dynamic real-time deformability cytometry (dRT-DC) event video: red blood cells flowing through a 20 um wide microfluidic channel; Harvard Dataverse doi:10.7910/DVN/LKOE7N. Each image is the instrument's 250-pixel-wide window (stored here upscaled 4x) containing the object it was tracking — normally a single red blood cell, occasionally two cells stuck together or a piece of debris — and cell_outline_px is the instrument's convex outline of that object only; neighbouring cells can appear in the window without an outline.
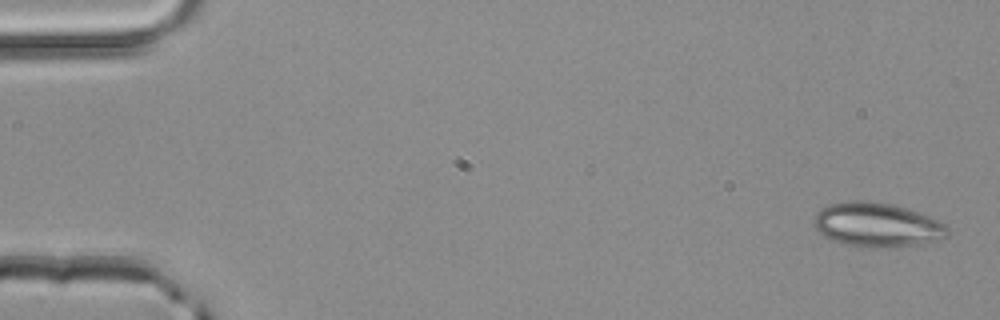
{"species": "common noctule bat (a hibernating species)", "species_latin": "Nyctalus noctula", "temperature_condition": "room temperature", "stored_images_in_passage": 3, "camera_frame_rate_fps": 3000, "um_per_image_px": 0.085, "animal": {"sex": "male", "body_mass_g": 20.4}, "frame": {"image": 1, "passage_image": 1, "time_ms": 0.0, "image_size_px": [1000, 320], "cell_outline_px": [[948, 236], [940, 240], [920, 244], [876, 248], [868, 248], [844, 244], [832, 240], [824, 236], [816, 228], [816, 212], [820, 208], [828, 204], [852, 200], [860, 200], [892, 204], [920, 212], [940, 220], [948, 224]], "centroid_in_image_um": [74.6, 19.11], "position_along_channel_um": 10.4, "area_um2": 34.68}}